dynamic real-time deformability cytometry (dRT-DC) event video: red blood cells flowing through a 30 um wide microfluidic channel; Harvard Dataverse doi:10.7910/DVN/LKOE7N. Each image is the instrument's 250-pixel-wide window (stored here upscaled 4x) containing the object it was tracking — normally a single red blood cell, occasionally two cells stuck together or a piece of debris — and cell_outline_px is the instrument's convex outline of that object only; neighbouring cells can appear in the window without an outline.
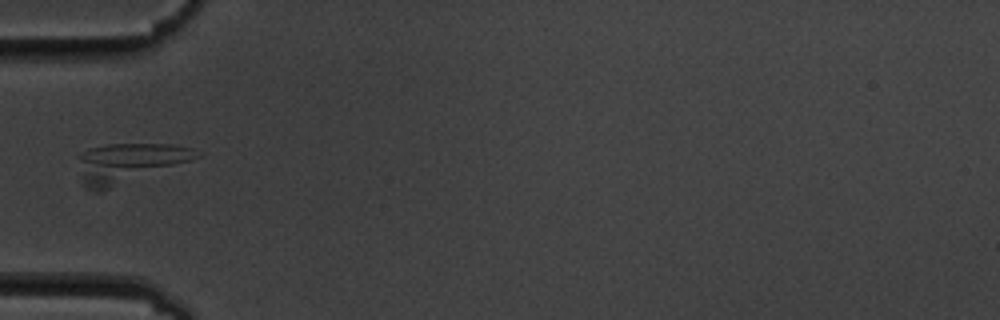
{"species": "common noctule bat (a hibernating species)", "species_latin": "Nyctalus noctula", "temperature_condition": "cold", "stored_images_in_passage": 7, "camera_frame_rate_fps": 3000, "um_per_image_px": 0.085, "animal": {"sex": "male", "body_mass_g": 19.5, "forearm_length_mm": 54.6}, "frame": {"image": 1, "passage_image": 4, "time_ms": 4.0, "image_size_px": [1000, 320], "cell_outline_px": [[204, 156], [100, 192], [96, 192], [88, 188], [84, 184], [76, 156], [88, 148], [108, 144], [172, 144], [192, 148]], "centroid_in_image_um": [10.95, 13.84], "position_along_channel_um": 74.0, "area_um2": 27.34}}
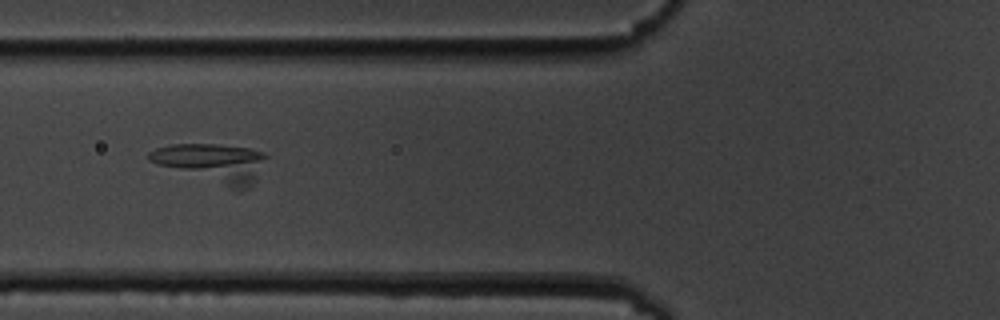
{"frame": {"image": 2, "passage_image": 5, "time_ms": 5.0, "image_size_px": [1000, 320], "cell_outline_px": [[268, 156], [256, 180], [248, 188], [236, 192], [156, 164], [148, 160], [148, 152], [156, 148], [172, 144], [216, 144], [248, 148], [260, 152]], "centroid_in_image_um": [18.06, 13.88], "position_along_channel_um": 107.7, "area_um2": 26.93}}